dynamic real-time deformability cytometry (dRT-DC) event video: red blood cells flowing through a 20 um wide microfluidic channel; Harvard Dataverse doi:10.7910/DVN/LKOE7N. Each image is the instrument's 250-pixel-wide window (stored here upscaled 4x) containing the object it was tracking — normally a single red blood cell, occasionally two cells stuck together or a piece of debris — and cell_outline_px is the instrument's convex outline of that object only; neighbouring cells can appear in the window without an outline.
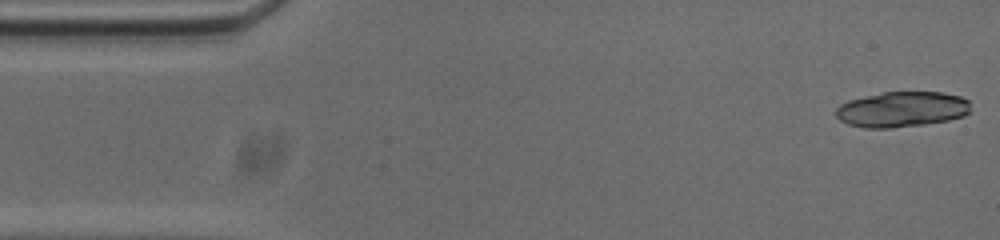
{"species": "common noctule bat (a hibernating species)", "species_latin": "Nyctalus noctula", "temperature_condition": "cold", "stored_images_in_passage": 15, "camera_frame_rate_fps": 3000, "um_per_image_px": 0.085, "animal": {"sex": "male", "body_mass_g": 20.0, "forearm_length_mm": 53.3}, "frame": {"image": 1, "passage_image": 1, "time_ms": 0.0, "image_size_px": [1000, 240], "cell_outline_px": [[968, 112], [964, 116], [948, 120], [924, 124], [892, 128], [864, 128], [848, 124], [840, 120], [836, 116], [836, 108], [840, 104], [848, 100], [884, 92], [944, 92], [960, 96], [968, 100]], "centroid_in_image_um": [76.64, 9.29], "position_along_channel_um": 8.4, "area_um2": 27.8}}